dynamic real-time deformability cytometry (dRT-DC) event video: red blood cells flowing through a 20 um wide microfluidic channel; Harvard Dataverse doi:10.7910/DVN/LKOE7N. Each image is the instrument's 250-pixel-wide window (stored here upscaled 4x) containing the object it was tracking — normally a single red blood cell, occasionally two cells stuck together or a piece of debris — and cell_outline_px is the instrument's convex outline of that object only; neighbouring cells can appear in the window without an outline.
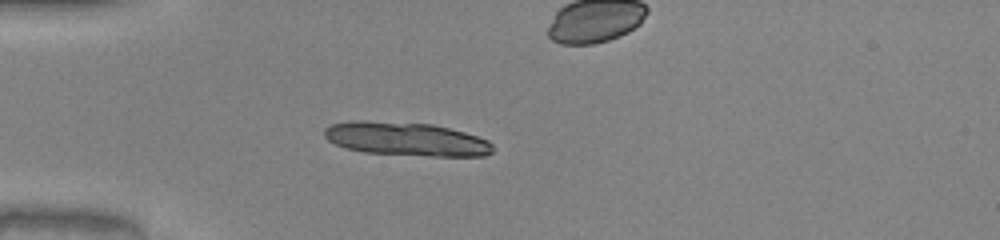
{"species": "common noctule bat (a hibernating species)", "species_latin": "Nyctalus noctula", "temperature_condition": "warm", "stored_images_in_passage": 51, "camera_frame_rate_fps": 3000, "um_per_image_px": 0.085, "animal": {"sex": "male", "body_mass_g": 20.0, "forearm_length_mm": 53.3}, "frame": {"image": 1, "passage_image": 15, "time_ms": 4.667, "image_size_px": [1000, 240], "cell_outline_px": [[492, 152], [484, 156], [432, 156], [364, 152], [344, 148], [328, 140], [324, 136], [324, 128], [332, 124], [348, 120], [364, 120], [432, 124], [464, 132], [488, 140], [492, 144]], "centroid_in_image_um": [34.48, 11.81], "position_along_channel_um": 50.5, "area_um2": 33.0}}